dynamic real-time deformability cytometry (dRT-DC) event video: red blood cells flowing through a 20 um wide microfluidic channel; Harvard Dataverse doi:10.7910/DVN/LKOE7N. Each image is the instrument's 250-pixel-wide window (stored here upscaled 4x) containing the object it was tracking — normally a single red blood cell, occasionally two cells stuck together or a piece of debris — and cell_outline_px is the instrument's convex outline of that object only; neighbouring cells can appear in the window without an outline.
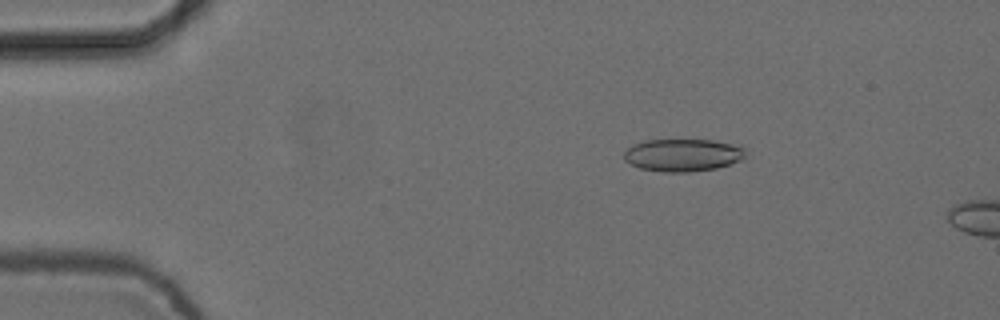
{"species": "common noctule bat (a hibernating species)", "species_latin": "Nyctalus noctula", "temperature_condition": "cold", "stored_images_in_passage": 3, "camera_frame_rate_fps": 3000, "um_per_image_px": 0.085, "animal": {"sex": "female", "body_mass_g": 24.6, "forearm_length_mm": 56.2}, "frame": {"image": 1, "passage_image": 1, "time_ms": 0.0, "image_size_px": [1000, 320], "cell_outline_px": [[744, 160], [716, 168], [688, 172], [664, 172], [640, 168], [624, 160], [624, 152], [632, 144], [644, 140], [712, 140], [732, 144], [744, 148]], "centroid_in_image_um": [58.02, 13.18], "position_along_channel_um": 27.0, "area_um2": 23.0}}